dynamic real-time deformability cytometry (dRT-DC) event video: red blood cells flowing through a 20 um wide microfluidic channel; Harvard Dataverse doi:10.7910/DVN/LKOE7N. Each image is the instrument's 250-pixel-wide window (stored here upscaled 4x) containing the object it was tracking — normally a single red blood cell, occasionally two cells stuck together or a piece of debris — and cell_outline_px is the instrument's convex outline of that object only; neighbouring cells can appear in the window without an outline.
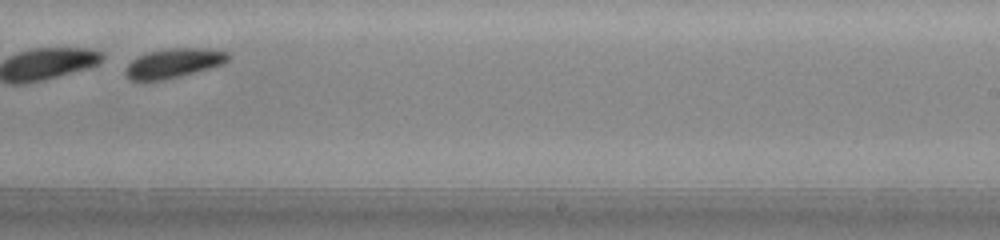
{"species": "common noctule bat (a hibernating species)", "species_latin": "Nyctalus noctula", "temperature_condition": "warm", "stored_images_in_passage": 25, "segment_of_instrument_passage": [2, 2], "camera_frame_rate_fps": 3000, "um_per_image_px": 0.085, "animal": {"sex": "male", "body_mass_g": 20.0, "forearm_length_mm": 53.3}, "frame": {"image": 1, "passage_image": 18, "time_ms": 5.667, "image_size_px": [1000, 240], "cell_outline_px": [[228, 60], [224, 64], [160, 80], [132, 80], [124, 72], [124, 68], [132, 60], [148, 52], [168, 48], [200, 48], [228, 52]], "centroid_in_image_um": [14.73, 5.35], "position_along_channel_um": 274.3, "area_um2": 17.05}}